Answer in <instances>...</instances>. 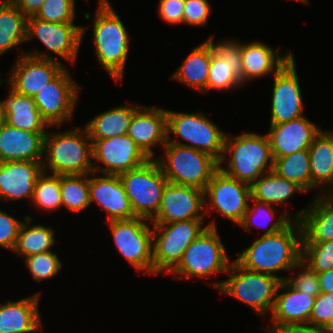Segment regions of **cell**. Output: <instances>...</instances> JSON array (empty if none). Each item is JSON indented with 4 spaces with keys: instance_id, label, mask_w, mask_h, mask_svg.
<instances>
[{
    "instance_id": "cell-32",
    "label": "cell",
    "mask_w": 333,
    "mask_h": 333,
    "mask_svg": "<svg viewBox=\"0 0 333 333\" xmlns=\"http://www.w3.org/2000/svg\"><path fill=\"white\" fill-rule=\"evenodd\" d=\"M141 104L120 105L99 113L86 123L85 128L90 139H107L126 135L133 113Z\"/></svg>"
},
{
    "instance_id": "cell-8",
    "label": "cell",
    "mask_w": 333,
    "mask_h": 333,
    "mask_svg": "<svg viewBox=\"0 0 333 333\" xmlns=\"http://www.w3.org/2000/svg\"><path fill=\"white\" fill-rule=\"evenodd\" d=\"M164 154L155 158L168 182L205 190L219 162L203 151L166 142Z\"/></svg>"
},
{
    "instance_id": "cell-3",
    "label": "cell",
    "mask_w": 333,
    "mask_h": 333,
    "mask_svg": "<svg viewBox=\"0 0 333 333\" xmlns=\"http://www.w3.org/2000/svg\"><path fill=\"white\" fill-rule=\"evenodd\" d=\"M225 162L227 168L223 166ZM273 162L266 134L245 132L235 137L226 134L219 168L227 175L252 185L263 174L273 170Z\"/></svg>"
},
{
    "instance_id": "cell-47",
    "label": "cell",
    "mask_w": 333,
    "mask_h": 333,
    "mask_svg": "<svg viewBox=\"0 0 333 333\" xmlns=\"http://www.w3.org/2000/svg\"><path fill=\"white\" fill-rule=\"evenodd\" d=\"M158 14L170 24H183L184 0H159Z\"/></svg>"
},
{
    "instance_id": "cell-44",
    "label": "cell",
    "mask_w": 333,
    "mask_h": 333,
    "mask_svg": "<svg viewBox=\"0 0 333 333\" xmlns=\"http://www.w3.org/2000/svg\"><path fill=\"white\" fill-rule=\"evenodd\" d=\"M299 268L303 271L297 272L295 276H287L286 281L295 289L305 292L311 296L317 297L321 291L319 286L318 274L314 272L307 264L302 260L299 262Z\"/></svg>"
},
{
    "instance_id": "cell-45",
    "label": "cell",
    "mask_w": 333,
    "mask_h": 333,
    "mask_svg": "<svg viewBox=\"0 0 333 333\" xmlns=\"http://www.w3.org/2000/svg\"><path fill=\"white\" fill-rule=\"evenodd\" d=\"M211 12L208 0H184L183 24L206 26Z\"/></svg>"
},
{
    "instance_id": "cell-54",
    "label": "cell",
    "mask_w": 333,
    "mask_h": 333,
    "mask_svg": "<svg viewBox=\"0 0 333 333\" xmlns=\"http://www.w3.org/2000/svg\"><path fill=\"white\" fill-rule=\"evenodd\" d=\"M98 1H99L98 4L110 3V1H108V0H98Z\"/></svg>"
},
{
    "instance_id": "cell-23",
    "label": "cell",
    "mask_w": 333,
    "mask_h": 333,
    "mask_svg": "<svg viewBox=\"0 0 333 333\" xmlns=\"http://www.w3.org/2000/svg\"><path fill=\"white\" fill-rule=\"evenodd\" d=\"M42 173V161L0 162V199L30 198L31 202L35 183Z\"/></svg>"
},
{
    "instance_id": "cell-49",
    "label": "cell",
    "mask_w": 333,
    "mask_h": 333,
    "mask_svg": "<svg viewBox=\"0 0 333 333\" xmlns=\"http://www.w3.org/2000/svg\"><path fill=\"white\" fill-rule=\"evenodd\" d=\"M45 0H11V2L26 16H34Z\"/></svg>"
},
{
    "instance_id": "cell-22",
    "label": "cell",
    "mask_w": 333,
    "mask_h": 333,
    "mask_svg": "<svg viewBox=\"0 0 333 333\" xmlns=\"http://www.w3.org/2000/svg\"><path fill=\"white\" fill-rule=\"evenodd\" d=\"M93 176V177H92ZM90 204L94 201L107 212L108 220H127L135 218L124 186L119 175L89 174Z\"/></svg>"
},
{
    "instance_id": "cell-35",
    "label": "cell",
    "mask_w": 333,
    "mask_h": 333,
    "mask_svg": "<svg viewBox=\"0 0 333 333\" xmlns=\"http://www.w3.org/2000/svg\"><path fill=\"white\" fill-rule=\"evenodd\" d=\"M27 17L11 2L0 0V56L26 42Z\"/></svg>"
},
{
    "instance_id": "cell-43",
    "label": "cell",
    "mask_w": 333,
    "mask_h": 333,
    "mask_svg": "<svg viewBox=\"0 0 333 333\" xmlns=\"http://www.w3.org/2000/svg\"><path fill=\"white\" fill-rule=\"evenodd\" d=\"M309 323L329 331L333 325V293H320L316 297Z\"/></svg>"
},
{
    "instance_id": "cell-14",
    "label": "cell",
    "mask_w": 333,
    "mask_h": 333,
    "mask_svg": "<svg viewBox=\"0 0 333 333\" xmlns=\"http://www.w3.org/2000/svg\"><path fill=\"white\" fill-rule=\"evenodd\" d=\"M80 86L74 82L71 73L65 67L52 81L33 96L36 107L49 126L63 125L72 121Z\"/></svg>"
},
{
    "instance_id": "cell-51",
    "label": "cell",
    "mask_w": 333,
    "mask_h": 333,
    "mask_svg": "<svg viewBox=\"0 0 333 333\" xmlns=\"http://www.w3.org/2000/svg\"><path fill=\"white\" fill-rule=\"evenodd\" d=\"M6 124V113L0 101V129Z\"/></svg>"
},
{
    "instance_id": "cell-56",
    "label": "cell",
    "mask_w": 333,
    "mask_h": 333,
    "mask_svg": "<svg viewBox=\"0 0 333 333\" xmlns=\"http://www.w3.org/2000/svg\"><path fill=\"white\" fill-rule=\"evenodd\" d=\"M328 333H333V325H332V327L329 329Z\"/></svg>"
},
{
    "instance_id": "cell-53",
    "label": "cell",
    "mask_w": 333,
    "mask_h": 333,
    "mask_svg": "<svg viewBox=\"0 0 333 333\" xmlns=\"http://www.w3.org/2000/svg\"><path fill=\"white\" fill-rule=\"evenodd\" d=\"M294 1H298V2H301V3H305V4H309V0H294Z\"/></svg>"
},
{
    "instance_id": "cell-11",
    "label": "cell",
    "mask_w": 333,
    "mask_h": 333,
    "mask_svg": "<svg viewBox=\"0 0 333 333\" xmlns=\"http://www.w3.org/2000/svg\"><path fill=\"white\" fill-rule=\"evenodd\" d=\"M86 27L77 26L74 23H55L27 17L26 42L37 39L48 51L57 56L52 57L48 51L39 52L35 49L25 54L39 58L56 60L58 57L65 58L72 64L76 63L77 55ZM56 58V59H54Z\"/></svg>"
},
{
    "instance_id": "cell-2",
    "label": "cell",
    "mask_w": 333,
    "mask_h": 333,
    "mask_svg": "<svg viewBox=\"0 0 333 333\" xmlns=\"http://www.w3.org/2000/svg\"><path fill=\"white\" fill-rule=\"evenodd\" d=\"M42 165L44 172L55 175L94 172L92 141L85 126L62 132L47 131Z\"/></svg>"
},
{
    "instance_id": "cell-33",
    "label": "cell",
    "mask_w": 333,
    "mask_h": 333,
    "mask_svg": "<svg viewBox=\"0 0 333 333\" xmlns=\"http://www.w3.org/2000/svg\"><path fill=\"white\" fill-rule=\"evenodd\" d=\"M305 191L294 182L280 177L273 170L266 172L251 185V198L270 205H283L293 196Z\"/></svg>"
},
{
    "instance_id": "cell-48",
    "label": "cell",
    "mask_w": 333,
    "mask_h": 333,
    "mask_svg": "<svg viewBox=\"0 0 333 333\" xmlns=\"http://www.w3.org/2000/svg\"><path fill=\"white\" fill-rule=\"evenodd\" d=\"M268 333H328V331L316 328L310 323L283 324L262 328Z\"/></svg>"
},
{
    "instance_id": "cell-39",
    "label": "cell",
    "mask_w": 333,
    "mask_h": 333,
    "mask_svg": "<svg viewBox=\"0 0 333 333\" xmlns=\"http://www.w3.org/2000/svg\"><path fill=\"white\" fill-rule=\"evenodd\" d=\"M43 171L35 183L31 202L42 211H56L62 207V195L60 189V175Z\"/></svg>"
},
{
    "instance_id": "cell-10",
    "label": "cell",
    "mask_w": 333,
    "mask_h": 333,
    "mask_svg": "<svg viewBox=\"0 0 333 333\" xmlns=\"http://www.w3.org/2000/svg\"><path fill=\"white\" fill-rule=\"evenodd\" d=\"M135 217L151 220L160 207L168 180L155 159L119 174Z\"/></svg>"
},
{
    "instance_id": "cell-31",
    "label": "cell",
    "mask_w": 333,
    "mask_h": 333,
    "mask_svg": "<svg viewBox=\"0 0 333 333\" xmlns=\"http://www.w3.org/2000/svg\"><path fill=\"white\" fill-rule=\"evenodd\" d=\"M212 56V46L206 39L195 47L181 66L171 75L173 78L188 87L204 92L207 87V79Z\"/></svg>"
},
{
    "instance_id": "cell-16",
    "label": "cell",
    "mask_w": 333,
    "mask_h": 333,
    "mask_svg": "<svg viewBox=\"0 0 333 333\" xmlns=\"http://www.w3.org/2000/svg\"><path fill=\"white\" fill-rule=\"evenodd\" d=\"M214 38L213 34L207 38L212 46V56L207 87L203 93L214 89L232 91L243 86L242 42L230 39L216 43Z\"/></svg>"
},
{
    "instance_id": "cell-27",
    "label": "cell",
    "mask_w": 333,
    "mask_h": 333,
    "mask_svg": "<svg viewBox=\"0 0 333 333\" xmlns=\"http://www.w3.org/2000/svg\"><path fill=\"white\" fill-rule=\"evenodd\" d=\"M40 294L21 298L15 302L0 303V333H32L42 329L39 313Z\"/></svg>"
},
{
    "instance_id": "cell-36",
    "label": "cell",
    "mask_w": 333,
    "mask_h": 333,
    "mask_svg": "<svg viewBox=\"0 0 333 333\" xmlns=\"http://www.w3.org/2000/svg\"><path fill=\"white\" fill-rule=\"evenodd\" d=\"M250 201L253 202L252 208L250 204H248V209L242 221L238 224L248 232H251L252 227L255 226L258 229L261 227L265 228L263 235L273 234L284 229L293 220V214L289 215L285 210L279 215L280 217L278 219H274L276 211L273 205L258 202L252 198H250Z\"/></svg>"
},
{
    "instance_id": "cell-9",
    "label": "cell",
    "mask_w": 333,
    "mask_h": 333,
    "mask_svg": "<svg viewBox=\"0 0 333 333\" xmlns=\"http://www.w3.org/2000/svg\"><path fill=\"white\" fill-rule=\"evenodd\" d=\"M204 219L152 224L153 275L169 272L179 263L184 251L207 227ZM158 232V233H157Z\"/></svg>"
},
{
    "instance_id": "cell-20",
    "label": "cell",
    "mask_w": 333,
    "mask_h": 333,
    "mask_svg": "<svg viewBox=\"0 0 333 333\" xmlns=\"http://www.w3.org/2000/svg\"><path fill=\"white\" fill-rule=\"evenodd\" d=\"M269 139L272 157H285L292 153L309 149L314 139L322 131L305 115L297 119L270 124Z\"/></svg>"
},
{
    "instance_id": "cell-37",
    "label": "cell",
    "mask_w": 333,
    "mask_h": 333,
    "mask_svg": "<svg viewBox=\"0 0 333 333\" xmlns=\"http://www.w3.org/2000/svg\"><path fill=\"white\" fill-rule=\"evenodd\" d=\"M273 171L299 185L305 192L311 190L310 159L308 149L285 157H273Z\"/></svg>"
},
{
    "instance_id": "cell-19",
    "label": "cell",
    "mask_w": 333,
    "mask_h": 333,
    "mask_svg": "<svg viewBox=\"0 0 333 333\" xmlns=\"http://www.w3.org/2000/svg\"><path fill=\"white\" fill-rule=\"evenodd\" d=\"M6 83L15 92L33 97L65 67L61 60L39 59L19 51Z\"/></svg>"
},
{
    "instance_id": "cell-52",
    "label": "cell",
    "mask_w": 333,
    "mask_h": 333,
    "mask_svg": "<svg viewBox=\"0 0 333 333\" xmlns=\"http://www.w3.org/2000/svg\"><path fill=\"white\" fill-rule=\"evenodd\" d=\"M323 194L333 196V184L327 190H325V192Z\"/></svg>"
},
{
    "instance_id": "cell-6",
    "label": "cell",
    "mask_w": 333,
    "mask_h": 333,
    "mask_svg": "<svg viewBox=\"0 0 333 333\" xmlns=\"http://www.w3.org/2000/svg\"><path fill=\"white\" fill-rule=\"evenodd\" d=\"M226 274V280L208 284L223 292L225 296L230 295L244 302L265 320L266 313L273 309L281 280L270 274L244 269L235 260H232Z\"/></svg>"
},
{
    "instance_id": "cell-12",
    "label": "cell",
    "mask_w": 333,
    "mask_h": 333,
    "mask_svg": "<svg viewBox=\"0 0 333 333\" xmlns=\"http://www.w3.org/2000/svg\"><path fill=\"white\" fill-rule=\"evenodd\" d=\"M145 218L106 222L120 255L129 265L144 274H153V228Z\"/></svg>"
},
{
    "instance_id": "cell-24",
    "label": "cell",
    "mask_w": 333,
    "mask_h": 333,
    "mask_svg": "<svg viewBox=\"0 0 333 333\" xmlns=\"http://www.w3.org/2000/svg\"><path fill=\"white\" fill-rule=\"evenodd\" d=\"M302 226V242L333 240V196L318 194L308 207L292 215Z\"/></svg>"
},
{
    "instance_id": "cell-21",
    "label": "cell",
    "mask_w": 333,
    "mask_h": 333,
    "mask_svg": "<svg viewBox=\"0 0 333 333\" xmlns=\"http://www.w3.org/2000/svg\"><path fill=\"white\" fill-rule=\"evenodd\" d=\"M166 127V109L141 105L133 113L127 135L149 159H155L152 148L157 145L163 147L166 144Z\"/></svg>"
},
{
    "instance_id": "cell-4",
    "label": "cell",
    "mask_w": 333,
    "mask_h": 333,
    "mask_svg": "<svg viewBox=\"0 0 333 333\" xmlns=\"http://www.w3.org/2000/svg\"><path fill=\"white\" fill-rule=\"evenodd\" d=\"M93 18V44L99 65L115 82L123 79L130 35L111 3L99 4Z\"/></svg>"
},
{
    "instance_id": "cell-38",
    "label": "cell",
    "mask_w": 333,
    "mask_h": 333,
    "mask_svg": "<svg viewBox=\"0 0 333 333\" xmlns=\"http://www.w3.org/2000/svg\"><path fill=\"white\" fill-rule=\"evenodd\" d=\"M62 207L71 212H81L90 204L89 174L60 175Z\"/></svg>"
},
{
    "instance_id": "cell-15",
    "label": "cell",
    "mask_w": 333,
    "mask_h": 333,
    "mask_svg": "<svg viewBox=\"0 0 333 333\" xmlns=\"http://www.w3.org/2000/svg\"><path fill=\"white\" fill-rule=\"evenodd\" d=\"M91 141L93 162H102V165H105L104 167L93 163V170L97 174L119 175L140 167L149 160L127 134Z\"/></svg>"
},
{
    "instance_id": "cell-50",
    "label": "cell",
    "mask_w": 333,
    "mask_h": 333,
    "mask_svg": "<svg viewBox=\"0 0 333 333\" xmlns=\"http://www.w3.org/2000/svg\"><path fill=\"white\" fill-rule=\"evenodd\" d=\"M321 293H333V269L318 273Z\"/></svg>"
},
{
    "instance_id": "cell-28",
    "label": "cell",
    "mask_w": 333,
    "mask_h": 333,
    "mask_svg": "<svg viewBox=\"0 0 333 333\" xmlns=\"http://www.w3.org/2000/svg\"><path fill=\"white\" fill-rule=\"evenodd\" d=\"M276 52V53H275ZM279 49L274 51L267 44L260 41L242 42L241 62L243 69V86L255 78L268 76L276 73L294 54H279Z\"/></svg>"
},
{
    "instance_id": "cell-26",
    "label": "cell",
    "mask_w": 333,
    "mask_h": 333,
    "mask_svg": "<svg viewBox=\"0 0 333 333\" xmlns=\"http://www.w3.org/2000/svg\"><path fill=\"white\" fill-rule=\"evenodd\" d=\"M315 300L316 297L293 288L286 280L281 281L270 313V326L309 323Z\"/></svg>"
},
{
    "instance_id": "cell-55",
    "label": "cell",
    "mask_w": 333,
    "mask_h": 333,
    "mask_svg": "<svg viewBox=\"0 0 333 333\" xmlns=\"http://www.w3.org/2000/svg\"><path fill=\"white\" fill-rule=\"evenodd\" d=\"M0 76H1V72H0ZM6 80H3L2 77L0 78V84H2V82H5Z\"/></svg>"
},
{
    "instance_id": "cell-17",
    "label": "cell",
    "mask_w": 333,
    "mask_h": 333,
    "mask_svg": "<svg viewBox=\"0 0 333 333\" xmlns=\"http://www.w3.org/2000/svg\"><path fill=\"white\" fill-rule=\"evenodd\" d=\"M295 60L293 56L274 74L270 124L304 116L303 96Z\"/></svg>"
},
{
    "instance_id": "cell-7",
    "label": "cell",
    "mask_w": 333,
    "mask_h": 333,
    "mask_svg": "<svg viewBox=\"0 0 333 333\" xmlns=\"http://www.w3.org/2000/svg\"><path fill=\"white\" fill-rule=\"evenodd\" d=\"M166 113L167 142L203 151L220 162L227 134L225 131L217 127L203 112L181 113L167 109ZM171 134L176 139L171 138Z\"/></svg>"
},
{
    "instance_id": "cell-5",
    "label": "cell",
    "mask_w": 333,
    "mask_h": 333,
    "mask_svg": "<svg viewBox=\"0 0 333 333\" xmlns=\"http://www.w3.org/2000/svg\"><path fill=\"white\" fill-rule=\"evenodd\" d=\"M216 220H210L205 230L184 251L179 263L169 272L177 280L206 278L227 273L231 260L220 239Z\"/></svg>"
},
{
    "instance_id": "cell-46",
    "label": "cell",
    "mask_w": 333,
    "mask_h": 333,
    "mask_svg": "<svg viewBox=\"0 0 333 333\" xmlns=\"http://www.w3.org/2000/svg\"><path fill=\"white\" fill-rule=\"evenodd\" d=\"M23 221L13 217L5 211L0 210V246L11 251L17 242L20 225Z\"/></svg>"
},
{
    "instance_id": "cell-25",
    "label": "cell",
    "mask_w": 333,
    "mask_h": 333,
    "mask_svg": "<svg viewBox=\"0 0 333 333\" xmlns=\"http://www.w3.org/2000/svg\"><path fill=\"white\" fill-rule=\"evenodd\" d=\"M47 132H29L8 125L0 129V162L43 161Z\"/></svg>"
},
{
    "instance_id": "cell-34",
    "label": "cell",
    "mask_w": 333,
    "mask_h": 333,
    "mask_svg": "<svg viewBox=\"0 0 333 333\" xmlns=\"http://www.w3.org/2000/svg\"><path fill=\"white\" fill-rule=\"evenodd\" d=\"M34 218L26 215L21 223L17 242L12 252L23 258L51 251L55 245V231L50 226L30 225ZM29 223V224H28Z\"/></svg>"
},
{
    "instance_id": "cell-29",
    "label": "cell",
    "mask_w": 333,
    "mask_h": 333,
    "mask_svg": "<svg viewBox=\"0 0 333 333\" xmlns=\"http://www.w3.org/2000/svg\"><path fill=\"white\" fill-rule=\"evenodd\" d=\"M308 151L311 190L319 188L318 194L324 193L333 184V130H322Z\"/></svg>"
},
{
    "instance_id": "cell-42",
    "label": "cell",
    "mask_w": 333,
    "mask_h": 333,
    "mask_svg": "<svg viewBox=\"0 0 333 333\" xmlns=\"http://www.w3.org/2000/svg\"><path fill=\"white\" fill-rule=\"evenodd\" d=\"M33 17L48 22L74 23L75 0H45Z\"/></svg>"
},
{
    "instance_id": "cell-30",
    "label": "cell",
    "mask_w": 333,
    "mask_h": 333,
    "mask_svg": "<svg viewBox=\"0 0 333 333\" xmlns=\"http://www.w3.org/2000/svg\"><path fill=\"white\" fill-rule=\"evenodd\" d=\"M6 113V123L29 132H47L50 127L42 118L33 97L9 89L7 98L1 101Z\"/></svg>"
},
{
    "instance_id": "cell-40",
    "label": "cell",
    "mask_w": 333,
    "mask_h": 333,
    "mask_svg": "<svg viewBox=\"0 0 333 333\" xmlns=\"http://www.w3.org/2000/svg\"><path fill=\"white\" fill-rule=\"evenodd\" d=\"M301 260L317 274L333 269V240L302 242Z\"/></svg>"
},
{
    "instance_id": "cell-1",
    "label": "cell",
    "mask_w": 333,
    "mask_h": 333,
    "mask_svg": "<svg viewBox=\"0 0 333 333\" xmlns=\"http://www.w3.org/2000/svg\"><path fill=\"white\" fill-rule=\"evenodd\" d=\"M301 257L302 226L299 220H292L276 233L262 234L235 261L244 269L270 274L284 281L287 277L277 273L300 269Z\"/></svg>"
},
{
    "instance_id": "cell-13",
    "label": "cell",
    "mask_w": 333,
    "mask_h": 333,
    "mask_svg": "<svg viewBox=\"0 0 333 333\" xmlns=\"http://www.w3.org/2000/svg\"><path fill=\"white\" fill-rule=\"evenodd\" d=\"M251 185L238 181L218 168L204 190V210H216L220 215L239 224L248 209Z\"/></svg>"
},
{
    "instance_id": "cell-18",
    "label": "cell",
    "mask_w": 333,
    "mask_h": 333,
    "mask_svg": "<svg viewBox=\"0 0 333 333\" xmlns=\"http://www.w3.org/2000/svg\"><path fill=\"white\" fill-rule=\"evenodd\" d=\"M204 191L195 187L168 182L162 192L152 224H169L190 219H205Z\"/></svg>"
},
{
    "instance_id": "cell-41",
    "label": "cell",
    "mask_w": 333,
    "mask_h": 333,
    "mask_svg": "<svg viewBox=\"0 0 333 333\" xmlns=\"http://www.w3.org/2000/svg\"><path fill=\"white\" fill-rule=\"evenodd\" d=\"M24 259L32 278L37 282L54 277L63 266L58 254L52 250L31 255Z\"/></svg>"
}]
</instances>
